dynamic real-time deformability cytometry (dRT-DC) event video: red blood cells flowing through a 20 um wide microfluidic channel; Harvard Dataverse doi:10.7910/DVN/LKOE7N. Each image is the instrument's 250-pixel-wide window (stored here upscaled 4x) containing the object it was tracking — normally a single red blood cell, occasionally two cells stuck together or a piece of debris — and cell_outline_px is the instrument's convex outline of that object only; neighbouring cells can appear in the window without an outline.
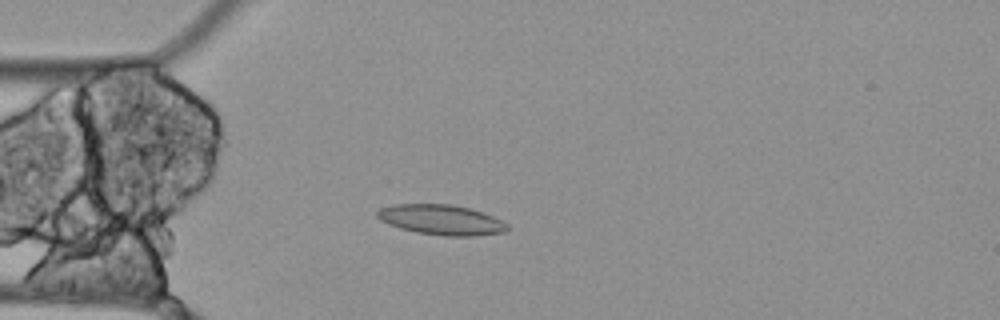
{"species": "Egyptian fruit bat (a non-hibernating species)", "species_latin": "Rousettus aegyptiacus", "temperature_condition": "cold", "stored_images_in_passage": 56, "camera_frame_rate_fps": 3000, "um_per_image_px": 0.085, "animal": {"sex": "female"}, "frame": {"image": 1, "passage_image": 15, "time_ms": 4.667, "image_size_px": [1000, 320], "cell_outline_px": [[508, 228], [504, 232], [472, 236], [444, 236], [416, 232], [400, 228], [388, 224], [380, 220], [376, 216], [376, 212], [380, 208], [392, 204], [452, 204], [468, 208], [492, 216], [508, 224]], "centroid_in_image_um": [37.46, 18.68], "position_along_channel_um": 47.5, "area_um2": 22.77}}
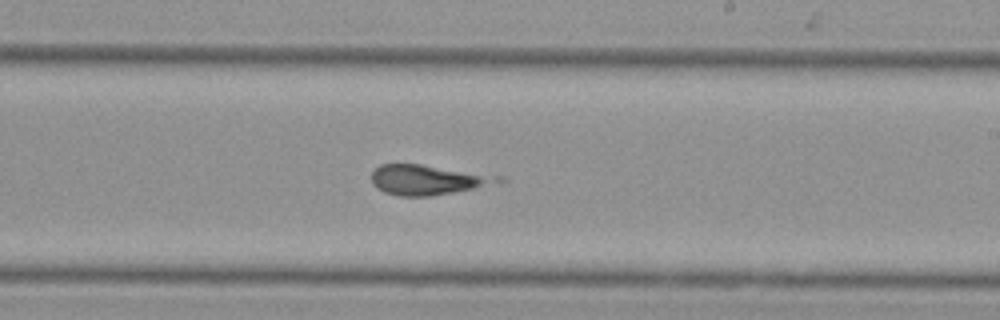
{"frame": {"image": 2, "passage_image": 33, "time_ms": 10.667, "image_size_px": [1000, 320], "cell_outline_px": [[488, 180], [472, 188], [432, 196], [396, 196], [384, 192], [376, 188], [372, 184], [372, 172], [380, 164], [420, 164], [480, 176]], "centroid_in_image_um": [35.81, 15.31], "position_along_channel_um": 253.2, "area_um2": 19.83}}
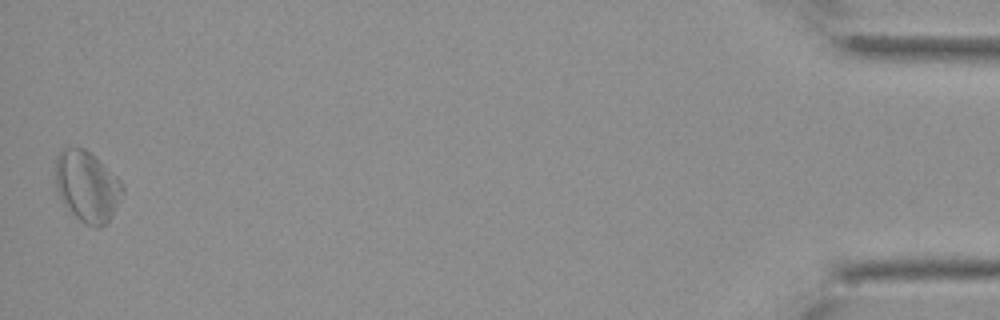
{"frame": {"image": 3, "passage_image": 56, "time_ms": 18.333, "image_size_px": [1000, 320], "cell_outline_px": [[124, 192], [108, 220], [100, 228], [96, 228], [80, 220], [68, 208], [60, 196], [56, 188], [56, 156], [64, 148], [84, 148], [116, 176], [120, 180], [124, 188]], "centroid_in_image_um": [7.4, 15.83], "position_along_channel_um": 427.8, "area_um2": 26.93}}